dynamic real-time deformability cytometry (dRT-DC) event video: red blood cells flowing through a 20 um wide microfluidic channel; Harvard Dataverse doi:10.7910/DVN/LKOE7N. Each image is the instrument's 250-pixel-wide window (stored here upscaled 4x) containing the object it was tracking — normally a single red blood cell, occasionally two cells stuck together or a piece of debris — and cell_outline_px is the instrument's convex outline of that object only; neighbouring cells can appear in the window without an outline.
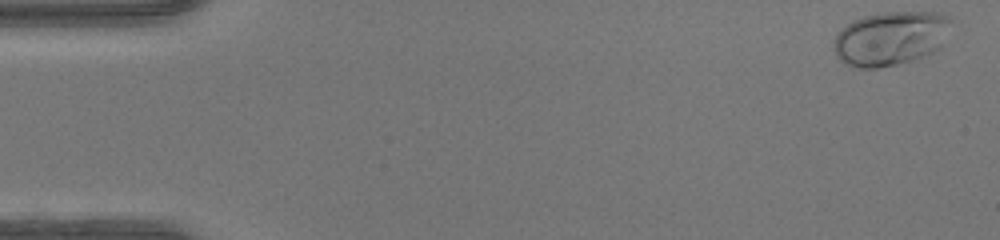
{"species": "human", "species_latin": "Homo sapiens", "temperature_condition": "warm", "stored_images_in_passage": 48, "camera_frame_rate_fps": 3000, "um_per_image_px": 0.085, "donor": {"sex": "female"}, "frame": {"image": 1, "passage_image": 1, "time_ms": 0.0, "image_size_px": [1000, 240], "cell_outline_px": [[952, 20], [940, 48], [916, 60], [876, 68], [852, 68], [844, 64], [836, 56], [832, 48], [832, 40], [840, 28], [852, 20], [864, 16], [880, 12], [940, 12], [948, 16]], "centroid_in_image_um": [75.64, 3.26], "position_along_channel_um": 9.4, "area_um2": 37.63}}
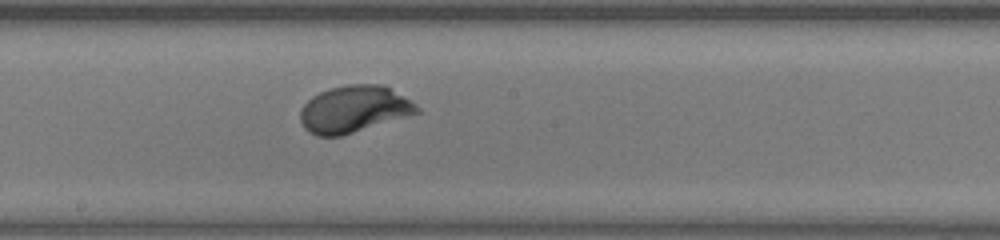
{"frame": {"image": 2, "passage_image": 26, "time_ms": 8.333, "image_size_px": [1000, 240], "cell_outline_px": [[420, 112], [340, 136], [316, 136], [308, 132], [304, 128], [300, 120], [300, 108], [312, 96], [328, 88], [348, 84], [384, 84], [404, 96], [416, 104], [420, 108]], "centroid_in_image_um": [30.05, 9.26], "position_along_channel_um": 218.1, "area_um2": 31.85}}
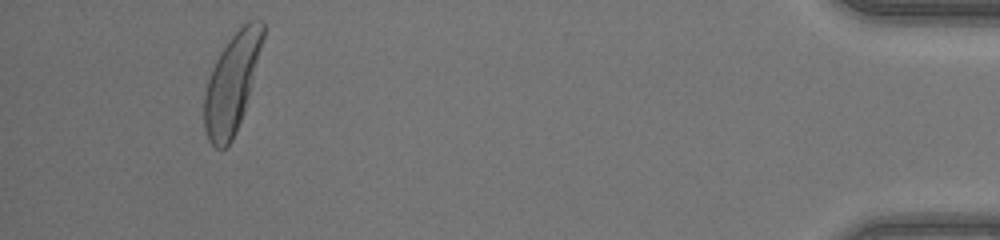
{"frame": {"image": 3, "passage_image": 45, "time_ms": 14.667, "image_size_px": [1000, 240], "cell_outline_px": [[264, 36], [244, 112], [236, 132], [232, 140], [224, 148], [216, 148], [208, 140], [204, 128], [204, 96], [208, 80], [212, 68], [220, 52], [228, 40], [248, 20], [264, 20]], "centroid_in_image_um": [19.7, 7.08], "position_along_channel_um": 415.5, "area_um2": 33.29}, "authors_computed_cell_mechanics": {"area_um2": 31.9634, "velocity_mm_per_s": 4.2649, "shape_relaxation_time_tau1_ms": 1.9257, "shape_relaxation_time_tau2_ms": null, "deformation_change_tau1": 0.1524, "deformation_change_tau2": null}}